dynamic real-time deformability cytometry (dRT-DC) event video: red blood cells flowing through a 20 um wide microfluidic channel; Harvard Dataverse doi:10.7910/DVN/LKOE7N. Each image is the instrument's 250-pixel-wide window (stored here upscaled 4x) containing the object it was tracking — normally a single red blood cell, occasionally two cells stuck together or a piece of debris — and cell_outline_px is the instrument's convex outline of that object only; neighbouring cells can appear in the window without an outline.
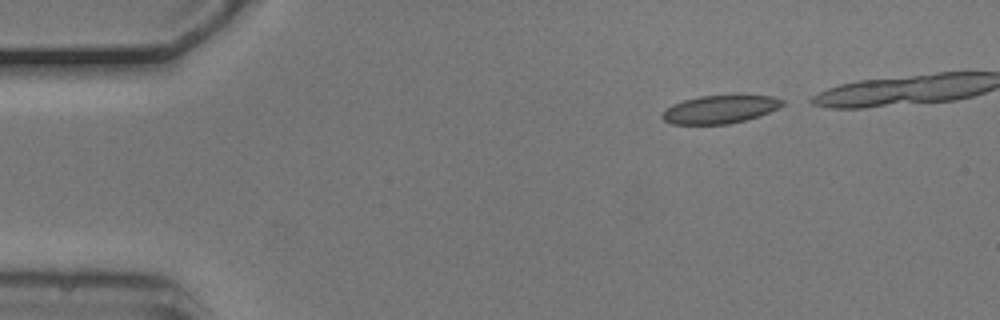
{"species": "common noctule bat (a hibernating species)", "species_latin": "Nyctalus noctula", "temperature_condition": "cold", "stored_images_in_passage": 4, "camera_frame_rate_fps": 3000, "um_per_image_px": 0.085, "animal": {"sex": "male", "body_mass_g": 20.5, "forearm_length_mm": 52.5}, "frame": {"image": 1, "passage_image": 1, "time_ms": 0.0, "image_size_px": [1000, 320], "cell_outline_px": [[784, 104], [768, 112], [744, 120], [728, 124], [672, 124], [664, 120], [660, 116], [672, 104], [684, 100], [700, 96], [772, 96], [784, 100]], "centroid_in_image_um": [61.16, 9.3], "position_along_channel_um": 23.8, "area_um2": 19.19}}